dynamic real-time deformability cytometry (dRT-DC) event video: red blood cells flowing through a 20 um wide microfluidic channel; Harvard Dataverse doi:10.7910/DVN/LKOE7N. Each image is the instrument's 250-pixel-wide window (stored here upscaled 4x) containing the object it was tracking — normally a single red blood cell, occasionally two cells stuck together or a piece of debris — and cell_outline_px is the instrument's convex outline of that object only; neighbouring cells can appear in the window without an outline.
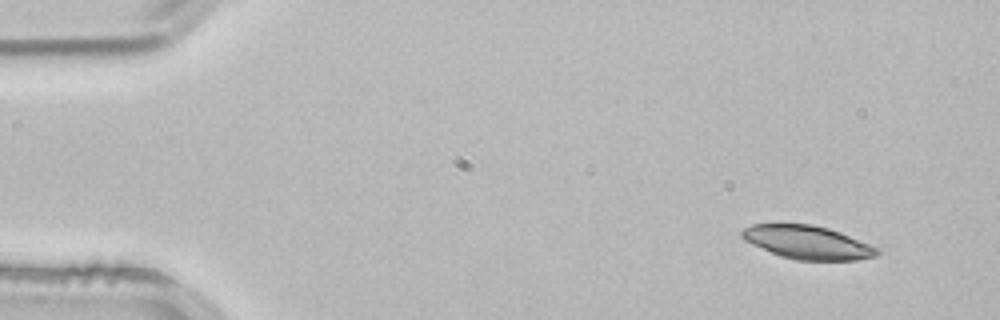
{"species": "common noctule bat (a hibernating species)", "species_latin": "Nyctalus noctula", "temperature_condition": "room temperature", "stored_images_in_passage": 3, "camera_frame_rate_fps": 3000, "um_per_image_px": 0.085, "animal": {"sex": "male", "body_mass_g": 21.5, "forearm_length_mm": 52.0}, "frame": {"image": 1, "passage_image": 1, "time_ms": 0.0, "image_size_px": [1000, 320], "cell_outline_px": [[880, 252], [876, 256], [856, 260], [796, 260], [780, 256], [752, 244], [744, 240], [740, 236], [740, 232], [744, 228], [752, 224], [812, 224], [828, 228], [840, 232], [880, 248]], "centroid_in_image_um": [68.64, 20.6], "position_along_channel_um": 16.4, "area_um2": 26.36}}
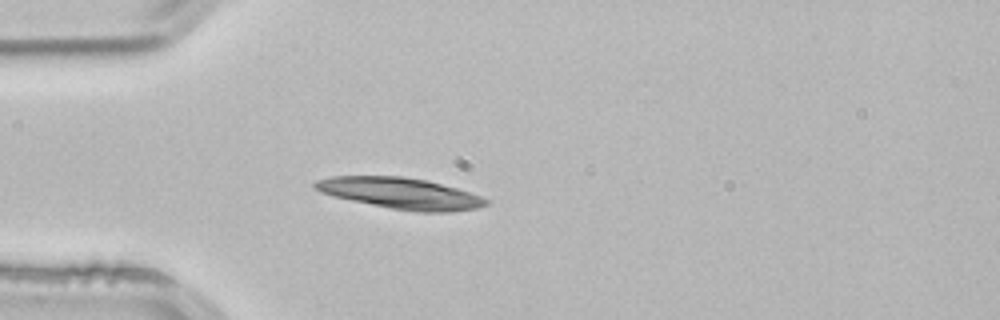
{"frame": {"image": 2, "passage_image": 3, "time_ms": 0.667, "image_size_px": [1000, 320], "cell_outline_px": [[488, 204], [476, 208], [448, 212], [416, 212], [392, 208], [352, 200], [320, 192], [312, 188], [312, 184], [316, 180], [328, 176], [400, 176], [428, 180], [456, 188], [480, 196], [488, 200]], "centroid_in_image_um": [34.01, 16.42], "position_along_channel_um": 51.0, "area_um2": 30.81}}